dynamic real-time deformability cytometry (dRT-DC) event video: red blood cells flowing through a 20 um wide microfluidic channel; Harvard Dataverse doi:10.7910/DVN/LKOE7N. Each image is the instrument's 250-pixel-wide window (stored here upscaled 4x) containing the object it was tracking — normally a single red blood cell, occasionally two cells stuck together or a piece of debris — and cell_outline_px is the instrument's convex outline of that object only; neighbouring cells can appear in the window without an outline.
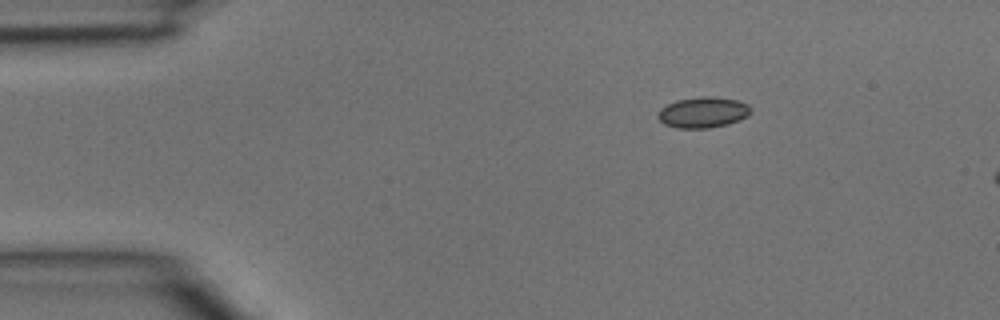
{"species": "common noctule bat (a hibernating species)", "species_latin": "Nyctalus noctula", "temperature_condition": "room temperature", "stored_images_in_passage": 4, "segment_of_instrument_passage": [2, 2], "camera_frame_rate_fps": 3000, "um_per_image_px": 0.085, "animal": {"sex": "male", "body_mass_g": 15.6}, "frame": {"image": 1, "passage_image": 4, "time_ms": 1.0, "image_size_px": [1000, 320], "cell_outline_px": [[752, 112], [748, 116], [728, 124], [708, 128], [676, 128], [664, 124], [656, 116], [660, 108], [676, 100], [700, 96], [708, 96], [736, 100], [748, 104], [752, 108]], "centroid_in_image_um": [59.75, 9.55], "position_along_channel_um": 25.3, "area_um2": 16.76}}